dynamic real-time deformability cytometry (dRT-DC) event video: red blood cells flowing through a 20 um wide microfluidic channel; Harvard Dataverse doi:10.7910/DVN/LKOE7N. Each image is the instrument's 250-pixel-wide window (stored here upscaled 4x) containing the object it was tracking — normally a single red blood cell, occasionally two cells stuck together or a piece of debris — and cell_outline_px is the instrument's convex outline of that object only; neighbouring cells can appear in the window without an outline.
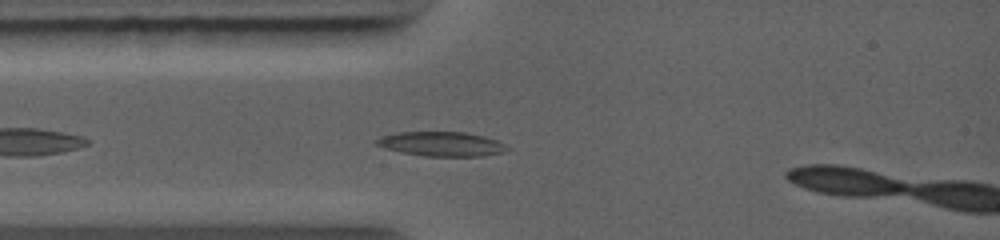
{"species": "common noctule bat (a hibernating species)", "species_latin": "Nyctalus noctula", "temperature_condition": "warm", "stored_images_in_passage": 18, "camera_frame_rate_fps": 5000, "um_per_image_px": 0.085, "animal": {"sex": "female", "body_mass_g": 19.0, "forearm_length_mm": 56.7}, "frame": {"image": 1, "passage_image": 3, "time_ms": 1.4, "image_size_px": [1000, 240], "cell_outline_px": [[508, 148], [504, 152], [484, 156], [424, 156], [400, 152], [384, 148], [376, 144], [372, 140], [384, 136], [400, 132], [464, 132], [496, 140], [504, 144]], "centroid_in_image_um": [37.49, 12.25], "position_along_channel_um": 47.5, "area_um2": 18.44}}
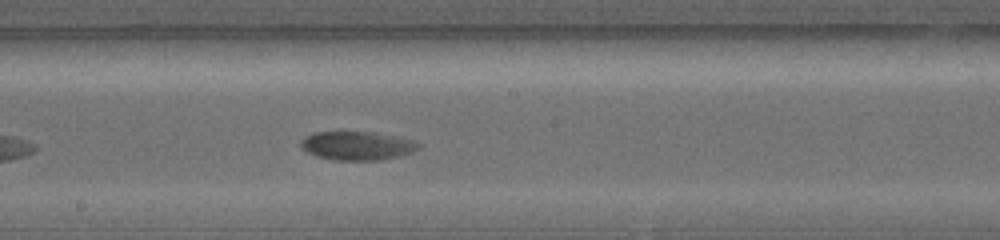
{"frame": {"image": 2, "passage_image": 9, "time_ms": 5.2, "image_size_px": [1000, 240], "cell_outline_px": [[420, 148], [412, 152], [400, 156], [380, 160], [332, 160], [316, 156], [308, 152], [300, 144], [300, 140], [304, 136], [312, 132], [372, 132], [412, 140], [420, 144]], "centroid_in_image_um": [30.33, 12.39], "position_along_channel_um": 217.9, "area_um2": 19.59}}
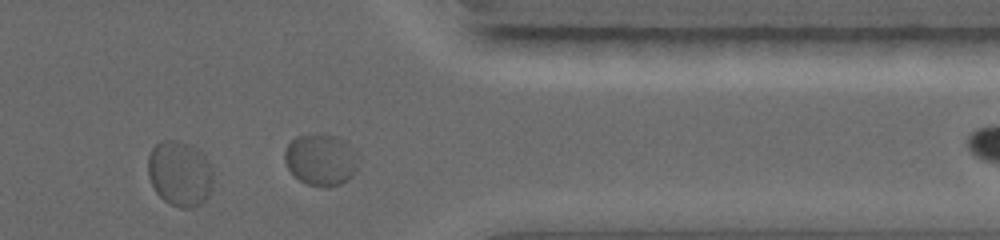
{"frame": {"image": 3, "passage_image": 16, "time_ms": 9.0, "image_size_px": [1000, 240], "cell_outline_px": [[212, 188], [208, 196], [200, 204], [192, 208], [180, 208], [164, 200], [156, 192], [148, 176], [148, 156], [152, 148], [160, 140], [176, 140], [188, 144], [196, 148], [208, 160], [212, 172]], "centroid_in_image_um": [15.27, 14.75], "position_along_channel_um": 396.1, "area_um2": 24.8}}